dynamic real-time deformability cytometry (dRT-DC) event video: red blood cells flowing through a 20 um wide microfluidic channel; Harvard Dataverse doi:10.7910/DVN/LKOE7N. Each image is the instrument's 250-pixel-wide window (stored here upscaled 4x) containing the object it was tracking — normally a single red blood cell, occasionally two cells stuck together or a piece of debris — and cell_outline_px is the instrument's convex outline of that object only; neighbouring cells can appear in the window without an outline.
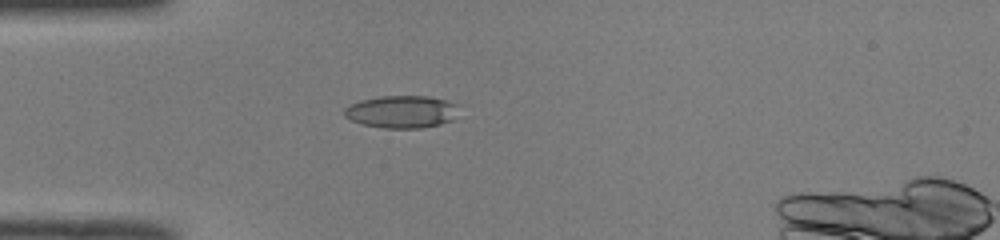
{"species": "common noctule bat (a hibernating species)", "species_latin": "Nyctalus noctula", "temperature_condition": "room temperature", "stored_images_in_passage": 36, "camera_frame_rate_fps": 3000, "um_per_image_px": 0.085, "animal": {"sex": "male", "body_mass_g": 19.0, "forearm_length_mm": 50.8}, "frame": {"image": 1, "passage_image": 1, "time_ms": 0.0, "image_size_px": [1000, 240], "cell_outline_px": [[460, 104], [452, 120], [440, 124], [420, 128], [384, 128], [360, 124], [344, 116], [344, 108], [360, 100], [380, 96], [428, 96]], "centroid_in_image_um": [34.13, 9.5], "position_along_channel_um": 50.9, "area_um2": 21.68}}
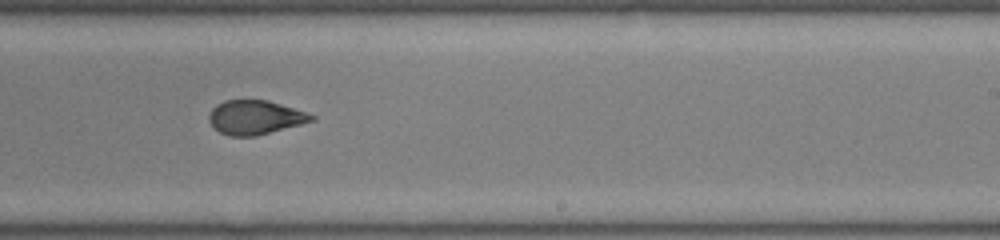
{"frame": {"image": 2, "passage_image": 18, "time_ms": 5.667, "image_size_px": [1000, 240], "cell_outline_px": [[316, 120], [256, 136], [228, 136], [220, 132], [208, 120], [208, 116], [212, 108], [216, 104], [224, 100], [268, 100], [316, 116]], "centroid_in_image_um": [21.66, 9.98], "position_along_channel_um": 267.3, "area_um2": 20.23}}
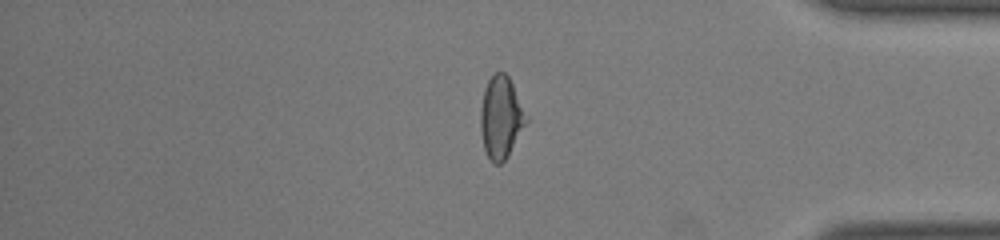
{"frame": {"image": 3, "passage_image": 29, "time_ms": 9.333, "image_size_px": [1000, 240], "cell_outline_px": [[528, 120], [508, 156], [500, 164], [496, 164], [488, 156], [484, 148], [480, 128], [480, 108], [484, 88], [488, 80], [496, 72], [504, 72], [508, 76], [512, 84]], "centroid_in_image_um": [42.56, 9.98], "position_along_channel_um": 392.6, "area_um2": 21.5}}